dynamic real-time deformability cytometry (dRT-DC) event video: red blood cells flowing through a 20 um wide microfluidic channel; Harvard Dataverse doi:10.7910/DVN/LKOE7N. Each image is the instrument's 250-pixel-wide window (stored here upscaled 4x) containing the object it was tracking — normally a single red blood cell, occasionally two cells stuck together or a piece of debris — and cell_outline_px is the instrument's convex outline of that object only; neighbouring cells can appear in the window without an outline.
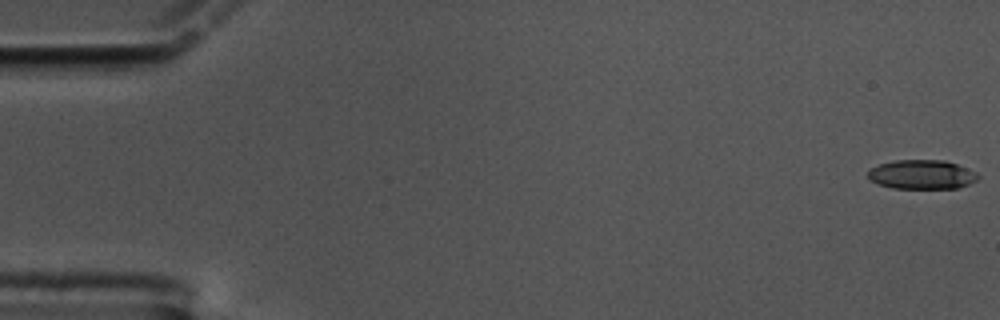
{"species": "common noctule bat (a hibernating species)", "species_latin": "Nyctalus noctula", "temperature_condition": "cold", "stored_images_in_passage": 60, "camera_frame_rate_fps": 3000, "um_per_image_px": 0.085, "animal": {"sex": "male", "body_mass_g": 17.5, "forearm_length_mm": 52.3}, "frame": {"image": 1, "passage_image": 1, "time_ms": 0.0, "image_size_px": [1000, 320], "cell_outline_px": [[980, 176], [976, 180], [968, 184], [956, 188], [892, 188], [880, 184], [872, 180], [868, 176], [868, 168], [880, 164], [896, 160], [944, 160], [956, 164], [976, 172]], "centroid_in_image_um": [78.35, 14.83], "position_along_channel_um": 6.7, "area_um2": 18.55}}
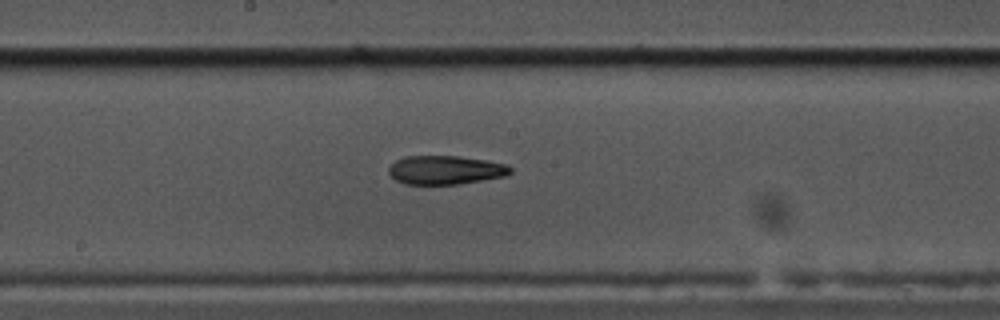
{"frame": {"image": 2, "passage_image": 32, "time_ms": 10.333, "image_size_px": [1000, 320], "cell_outline_px": [[512, 172], [504, 176], [456, 184], [404, 184], [396, 180], [388, 172], [388, 168], [396, 160], [404, 156], [460, 156], [508, 164], [512, 168]], "centroid_in_image_um": [37.85, 14.44], "position_along_channel_um": 210.4, "area_um2": 20.29}}
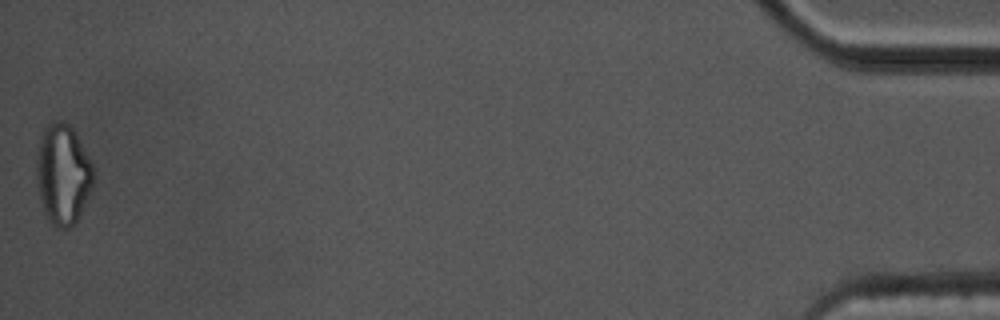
{"frame": {"image": 3, "passage_image": 60, "time_ms": 19.667, "image_size_px": [1000, 320], "cell_outline_px": [[92, 188], [76, 220], [68, 228], [60, 228], [52, 224], [44, 212], [40, 200], [36, 176], [36, 160], [40, 136], [44, 128], [52, 120], [60, 120], [68, 124], [72, 128], [92, 164]], "centroid_in_image_um": [5.31, 14.78], "position_along_channel_um": 429.9, "area_um2": 32.77}}